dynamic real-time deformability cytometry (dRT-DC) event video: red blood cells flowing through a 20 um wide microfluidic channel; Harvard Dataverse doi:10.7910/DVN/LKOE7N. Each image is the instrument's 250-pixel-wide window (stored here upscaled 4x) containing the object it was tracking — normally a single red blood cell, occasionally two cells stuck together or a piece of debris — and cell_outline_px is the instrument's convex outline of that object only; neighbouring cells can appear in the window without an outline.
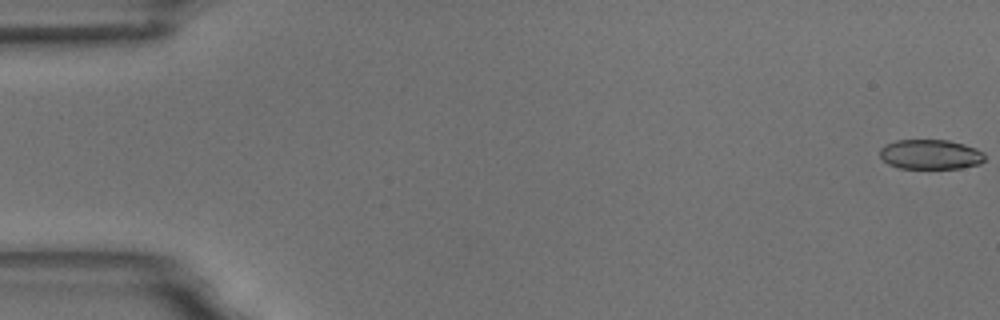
{"species": "common noctule bat (a hibernating species)", "species_latin": "Nyctalus noctula", "temperature_condition": "room temperature", "stored_images_in_passage": 57, "camera_frame_rate_fps": 3000, "um_per_image_px": 0.085, "animal": {"sex": "male", "body_mass_g": 18.8}, "frame": {"image": 1, "passage_image": 1, "time_ms": 0.0, "image_size_px": [1000, 320], "cell_outline_px": [[984, 160], [980, 164], [960, 168], [900, 168], [888, 164], [880, 156], [880, 148], [884, 144], [896, 140], [948, 140], [964, 144], [976, 148], [984, 152]], "centroid_in_image_um": [79.08, 13.12], "position_along_channel_um": 5.9, "area_um2": 18.26}}
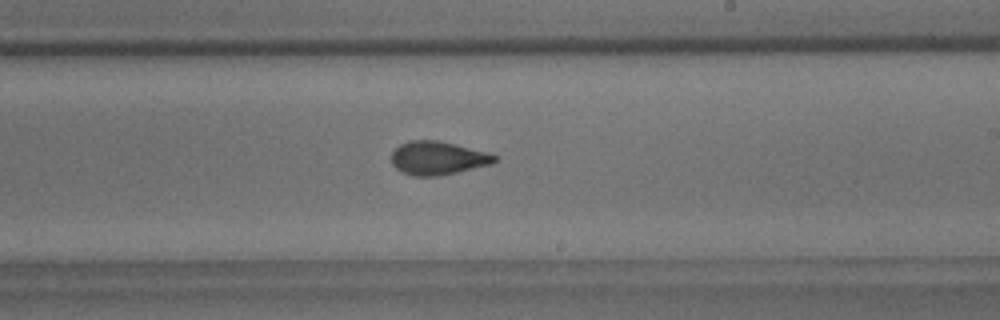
{"frame": {"image": 2, "passage_image": 35, "time_ms": 11.333, "image_size_px": [1000, 320], "cell_outline_px": [[496, 160], [492, 164], [456, 172], [436, 176], [412, 176], [400, 172], [392, 164], [392, 152], [400, 144], [408, 140], [436, 140], [456, 144], [488, 152], [496, 156]], "centroid_in_image_um": [37.19, 13.43], "position_along_channel_um": 251.8, "area_um2": 20.11}}
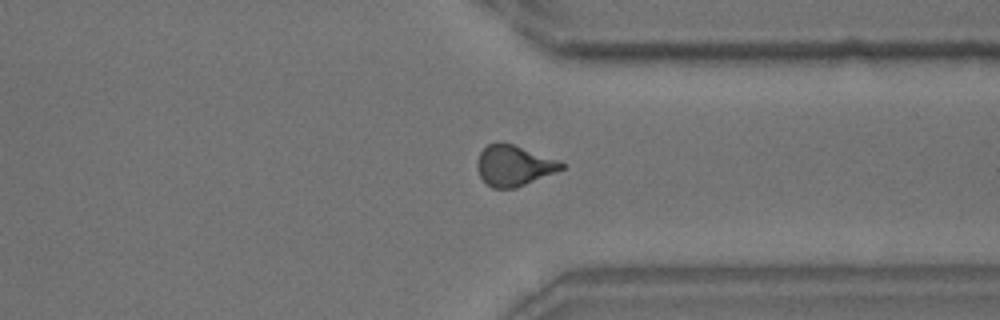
{"frame": {"image": 3, "passage_image": 45, "time_ms": 14.667, "image_size_px": [1000, 320], "cell_outline_px": [[564, 168], [556, 172], [516, 188], [492, 188], [480, 176], [476, 168], [476, 164], [480, 152], [488, 144], [496, 140], [500, 140], [560, 160], [564, 164]], "centroid_in_image_um": [43.66, 14.05], "position_along_channel_um": 367.7, "area_um2": 20.11}, "authors_computed_cell_mechanics": {"area_um2": 20.1144, "velocity_mm_per_s": 3.5024, "shape_relaxation_time_tau1_ms": 4.881, "shape_relaxation_time_tau2_ms": 2.0998, "deformation_change_tau1": 0.1499, "deformation_change_tau2": 0.074}}